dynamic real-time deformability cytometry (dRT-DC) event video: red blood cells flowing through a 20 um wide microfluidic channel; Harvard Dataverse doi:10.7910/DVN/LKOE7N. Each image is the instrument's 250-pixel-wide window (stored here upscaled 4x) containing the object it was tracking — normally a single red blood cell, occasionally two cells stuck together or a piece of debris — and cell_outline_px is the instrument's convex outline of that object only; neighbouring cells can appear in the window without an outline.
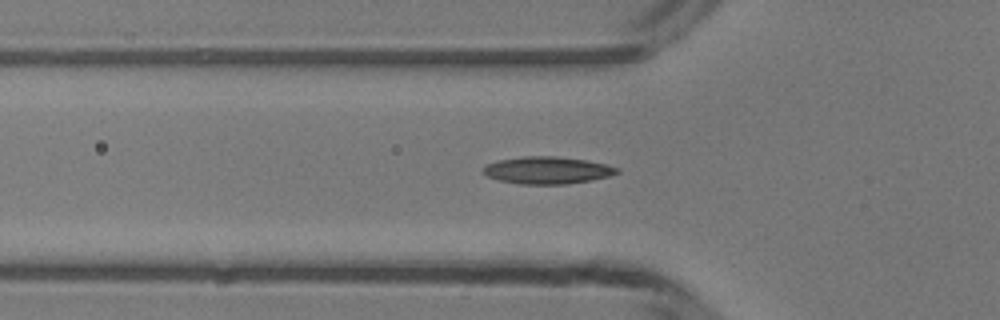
{"species": "common noctule bat (a hibernating species)", "species_latin": "Nyctalus noctula", "temperature_condition": "room temperature", "stored_images_in_passage": 37, "camera_frame_rate_fps": 3000, "um_per_image_px": 0.085, "animal": {"sex": "male", "body_mass_g": 13.3}, "frame": {"image": 1, "passage_image": 4, "time_ms": 1.0, "image_size_px": [1000, 320], "cell_outline_px": [[620, 172], [608, 176], [592, 180], [564, 184], [520, 184], [500, 180], [488, 176], [484, 172], [484, 168], [488, 164], [500, 160], [524, 156], [556, 156], [584, 160], [604, 164], [620, 168]], "centroid_in_image_um": [46.56, 14.47], "position_along_channel_um": 79.2, "area_um2": 20.87}}
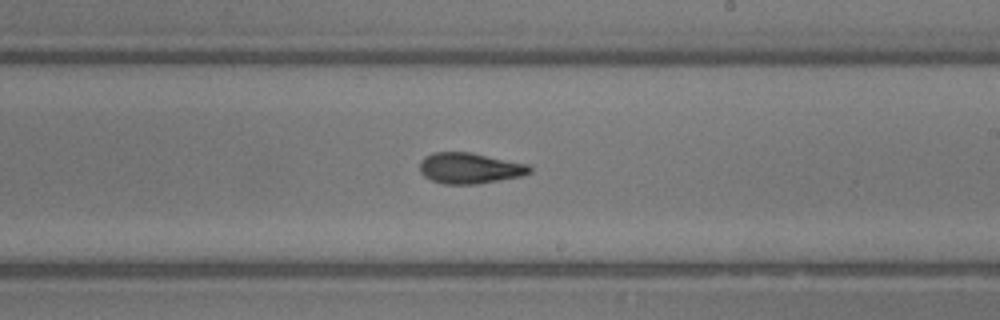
{"frame": {"image": 2, "passage_image": 16, "time_ms": 5.0, "image_size_px": [1000, 320], "cell_outline_px": [[532, 172], [520, 176], [500, 180], [476, 184], [444, 184], [432, 180], [424, 176], [420, 172], [420, 160], [424, 156], [432, 152], [472, 152], [528, 164], [532, 168]], "centroid_in_image_um": [39.91, 14.28], "position_along_channel_um": 249.1, "area_um2": 19.88}}
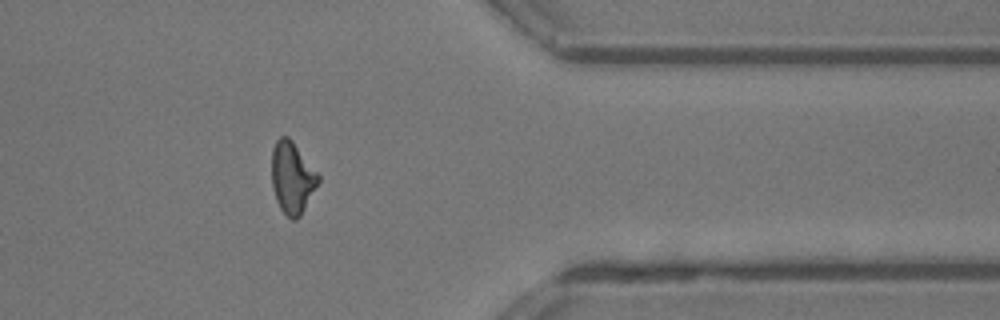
{"frame": {"image": 3, "passage_image": 27, "time_ms": 8.667, "image_size_px": [1000, 320], "cell_outline_px": [[320, 180], [300, 216], [296, 220], [292, 220], [280, 208], [276, 200], [272, 188], [272, 148], [276, 140], [280, 136], [288, 136], [292, 140], [320, 176]], "centroid_in_image_um": [24.82, 15.09], "position_along_channel_um": 386.6, "area_um2": 19.36}, "authors_computed_cell_mechanics": {"area_um2": 19.363, "velocity_mm_per_s": 4.2165, "shape_relaxation_time_tau1_ms": 5.7332, "shape_relaxation_time_tau2_ms": 3.2659, "deformation_change_tau1": 0.1605, "deformation_change_tau2": 0.1051}}